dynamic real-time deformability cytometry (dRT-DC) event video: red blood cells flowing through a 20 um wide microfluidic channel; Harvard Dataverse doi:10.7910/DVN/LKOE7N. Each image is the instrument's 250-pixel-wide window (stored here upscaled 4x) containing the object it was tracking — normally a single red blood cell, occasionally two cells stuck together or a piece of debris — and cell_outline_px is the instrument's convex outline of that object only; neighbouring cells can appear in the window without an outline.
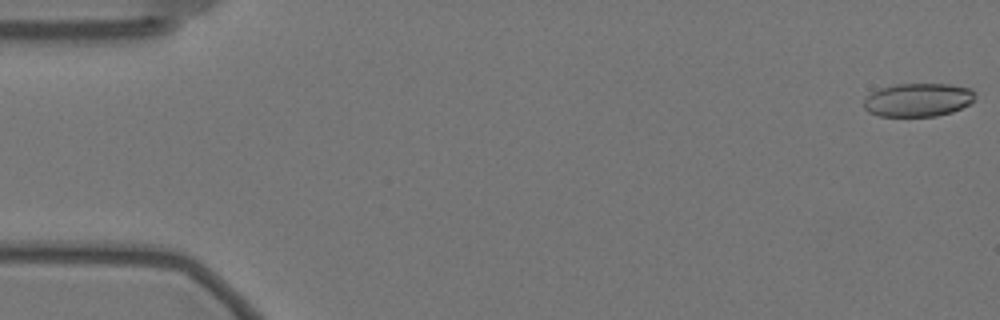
{"species": "Egyptian fruit bat (a non-hibernating species)", "species_latin": "Rousettus aegyptiacus", "temperature_condition": "warm", "stored_images_in_passage": 58, "camera_frame_rate_fps": 3000, "um_per_image_px": 0.085, "animal": {"sex": "female"}, "frame": {"image": 1, "passage_image": 1, "time_ms": 0.0, "image_size_px": [1000, 320], "cell_outline_px": [[976, 100], [972, 104], [952, 112], [936, 116], [880, 116], [868, 112], [864, 108], [864, 100], [872, 92], [880, 88], [896, 84], [948, 84], [972, 88], [976, 92]], "centroid_in_image_um": [78.1, 8.49], "position_along_channel_um": 6.9, "area_um2": 21.96}}
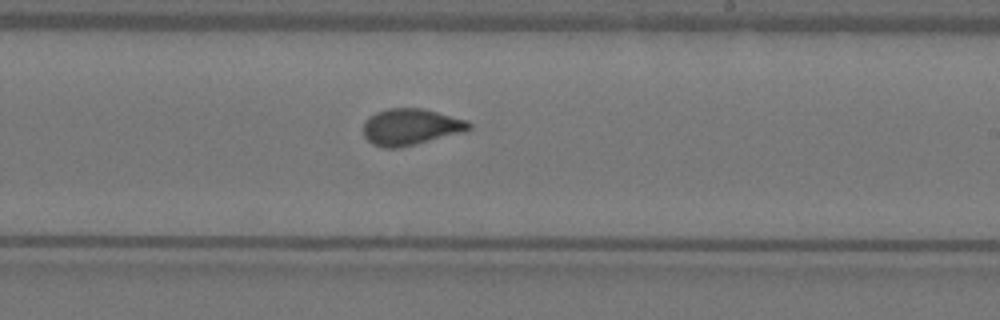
{"frame": {"image": 2, "passage_image": 34, "time_ms": 11.0, "image_size_px": [1000, 320], "cell_outline_px": [[472, 128], [468, 132], [400, 148], [384, 148], [372, 144], [364, 136], [364, 120], [368, 116], [376, 112], [388, 108], [424, 108], [468, 120], [472, 124]], "centroid_in_image_um": [34.96, 10.79], "position_along_channel_um": 254.0, "area_um2": 23.0}}
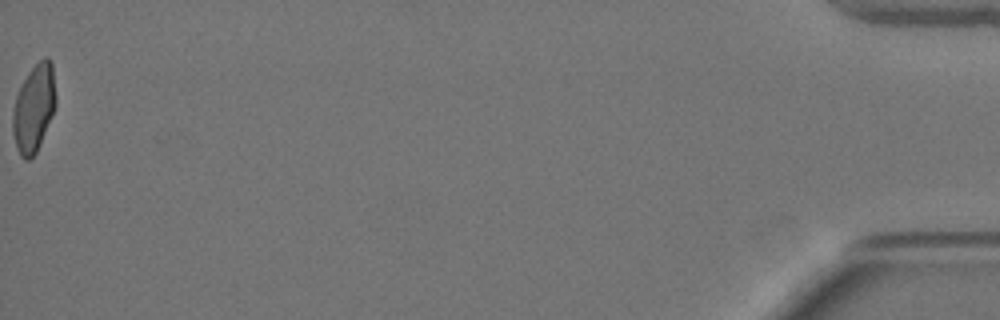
{"frame": {"image": 3, "passage_image": 58, "time_ms": 19.0, "image_size_px": [1000, 320], "cell_outline_px": [[56, 104], [52, 116], [36, 152], [28, 160], [24, 160], [20, 156], [16, 148], [12, 132], [12, 112], [16, 96], [28, 72], [44, 56], [48, 56], [52, 60], [56, 96]], "centroid_in_image_um": [2.88, 9.18], "position_along_channel_um": 432.3, "area_um2": 22.08}, "authors_computed_cell_mechanics": {"area_um2": 22.1952, "velocity_mm_per_s": 3.5236, "shape_relaxation_time_tau1_ms": 6.8363, "shape_relaxation_time_tau2_ms": null, "deformation_change_tau1": 0.176, "deformation_change_tau2": null}}